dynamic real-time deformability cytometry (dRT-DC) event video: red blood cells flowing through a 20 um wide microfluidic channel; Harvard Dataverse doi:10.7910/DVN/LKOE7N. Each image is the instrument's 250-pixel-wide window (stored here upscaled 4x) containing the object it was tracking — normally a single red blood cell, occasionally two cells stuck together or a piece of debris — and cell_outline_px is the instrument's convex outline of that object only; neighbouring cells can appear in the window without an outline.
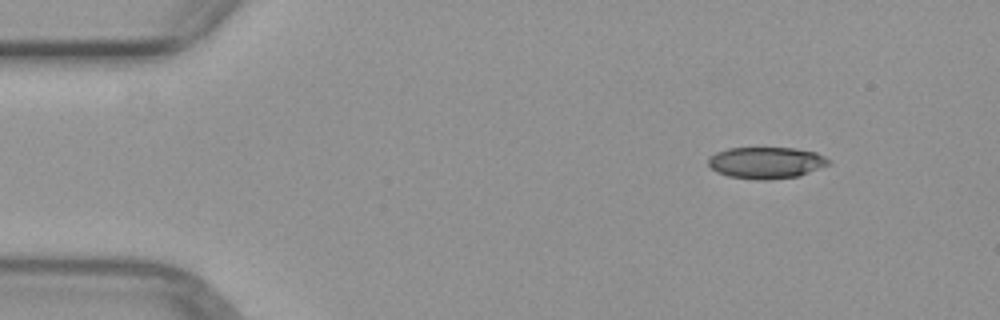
{"species": "common noctule bat (a hibernating species)", "species_latin": "Nyctalus noctula", "temperature_condition": "warm", "stored_images_in_passage": 3, "camera_frame_rate_fps": 3000, "um_per_image_px": 0.085, "animal": {"sex": "female", "body_mass_g": 29.2, "forearm_length_mm": 56.3}, "frame": {"image": 1, "passage_image": 1, "time_ms": 0.0, "image_size_px": [1000, 320], "cell_outline_px": [[832, 160], [828, 164], [820, 168], [800, 176], [768, 180], [756, 180], [728, 176], [716, 172], [708, 164], [708, 156], [716, 152], [728, 148], [796, 148], [816, 152]], "centroid_in_image_um": [65.12, 13.83], "position_along_channel_um": 19.9, "area_um2": 22.37}}